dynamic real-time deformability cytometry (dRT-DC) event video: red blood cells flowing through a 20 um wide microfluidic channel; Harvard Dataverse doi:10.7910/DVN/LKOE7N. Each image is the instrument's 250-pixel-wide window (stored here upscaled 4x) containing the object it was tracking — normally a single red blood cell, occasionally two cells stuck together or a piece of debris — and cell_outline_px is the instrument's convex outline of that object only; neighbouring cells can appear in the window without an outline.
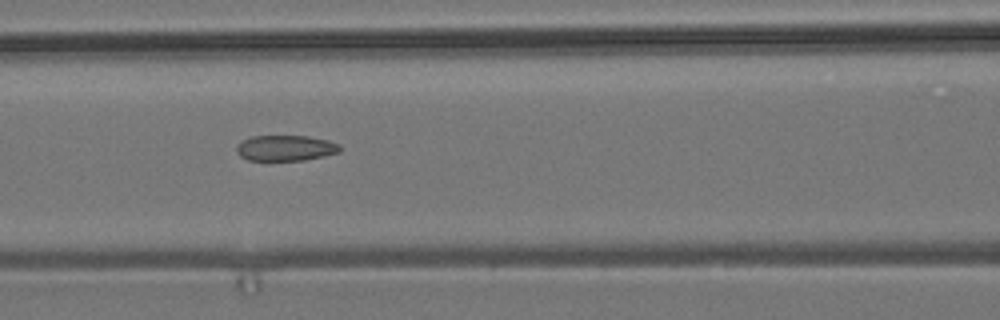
{"species": "common noctule bat (a hibernating species)", "species_latin": "Nyctalus noctula", "temperature_condition": "room temperature", "stored_images_in_passage": 9, "camera_frame_rate_fps": 3000, "um_per_image_px": 0.085, "animal": {"sex": "male", "body_mass_g": 19.2, "forearm_length_mm": 51.8}, "frame": {"image": 1, "passage_image": 6, "time_ms": 7.0, "image_size_px": [1000, 320], "cell_outline_px": [[340, 152], [324, 156], [304, 160], [248, 160], [240, 156], [236, 152], [236, 148], [244, 140], [252, 136], [308, 136], [328, 140], [340, 144]], "centroid_in_image_um": [24.3, 12.58], "position_along_channel_um": 142.3, "area_um2": 15.37}}
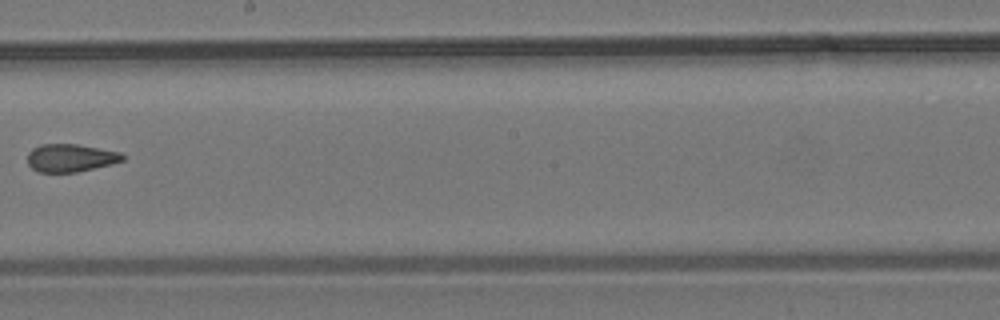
{"frame": {"image": 2, "passage_image": 8, "time_ms": 9.667, "image_size_px": [1000, 320], "cell_outline_px": [[124, 160], [112, 164], [76, 172], [36, 172], [28, 164], [28, 152], [32, 148], [40, 144], [76, 144], [120, 152], [124, 156]], "centroid_in_image_um": [5.97, 13.42], "position_along_channel_um": 242.2, "area_um2": 15.43}}
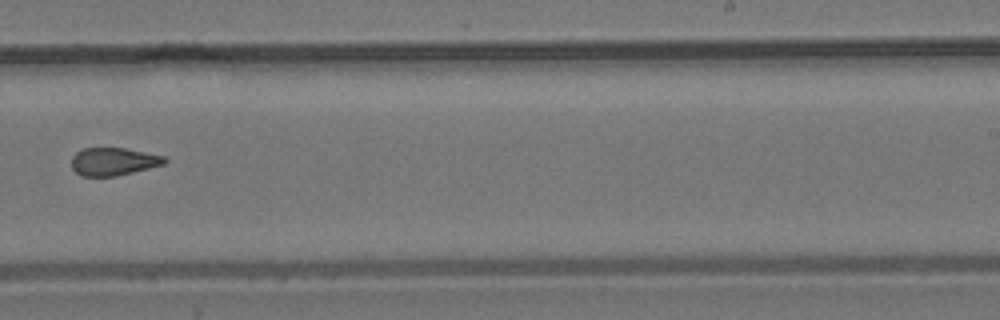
{"frame": {"image": 3, "passage_image": 9, "time_ms": 10.667, "image_size_px": [1000, 320], "cell_outline_px": [[168, 160], [164, 164], [116, 176], [80, 176], [72, 168], [72, 156], [76, 152], [84, 148], [124, 148], [164, 156]], "centroid_in_image_um": [9.62, 13.73], "position_along_channel_um": 279.4, "area_um2": 14.97}}